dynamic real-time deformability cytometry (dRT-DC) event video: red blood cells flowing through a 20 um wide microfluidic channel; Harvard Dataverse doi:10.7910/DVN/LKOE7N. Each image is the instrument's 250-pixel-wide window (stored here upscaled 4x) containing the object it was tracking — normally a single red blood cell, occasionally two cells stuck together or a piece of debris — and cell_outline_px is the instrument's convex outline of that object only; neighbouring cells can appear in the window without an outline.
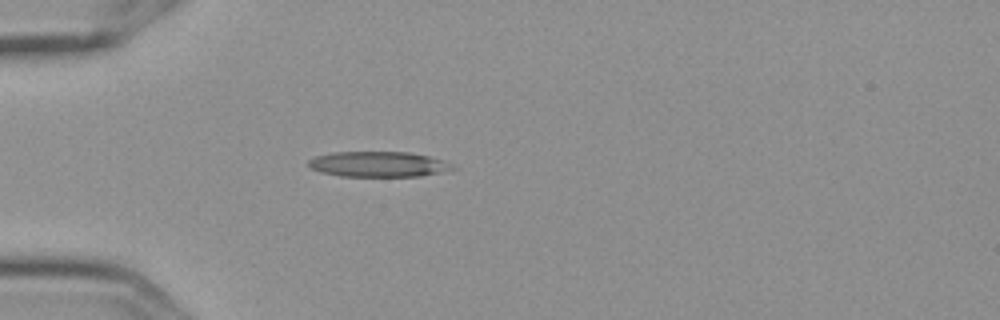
{"species": "Egyptian fruit bat (a non-hibernating species)", "species_latin": "Rousettus aegyptiacus", "temperature_condition": "cold", "stored_images_in_passage": 1, "camera_frame_rate_fps": 3000, "um_per_image_px": 0.085, "frame": {"image": 1, "passage_image": 1, "time_ms": 0.0, "image_size_px": [1000, 320], "cell_outline_px": [[456, 168], [440, 172], [420, 176], [340, 176], [320, 172], [312, 168], [308, 164], [308, 160], [312, 156], [332, 152], [408, 152], [428, 156], [444, 160], [452, 164]], "centroid_in_image_um": [32.12, 13.95], "position_along_channel_um": 52.9, "area_um2": 21.33}}